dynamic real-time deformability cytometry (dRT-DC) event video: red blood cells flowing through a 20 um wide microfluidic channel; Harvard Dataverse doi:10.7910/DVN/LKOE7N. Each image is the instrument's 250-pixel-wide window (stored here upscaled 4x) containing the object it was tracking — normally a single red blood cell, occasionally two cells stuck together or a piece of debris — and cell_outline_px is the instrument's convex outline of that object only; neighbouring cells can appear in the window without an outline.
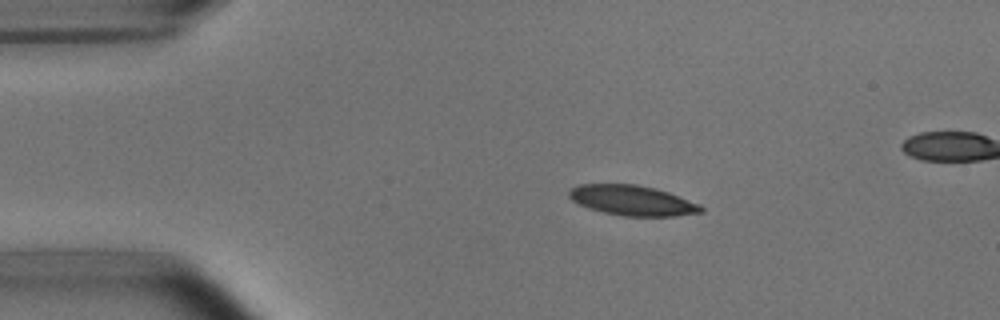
{"species": "common noctule bat (a hibernating species)", "species_latin": "Nyctalus noctula", "temperature_condition": "room temperature", "stored_images_in_passage": 9, "camera_frame_rate_fps": 3000, "um_per_image_px": 0.085, "animal": {"sex": "male", "body_mass_g": 15.6}, "frame": {"image": 1, "passage_image": 1, "time_ms": 0.0, "image_size_px": [1000, 320], "cell_outline_px": [[704, 212], [676, 216], [624, 216], [604, 212], [588, 208], [572, 200], [568, 196], [568, 192], [572, 188], [580, 184], [636, 184], [656, 188], [668, 192], [700, 204], [704, 208]], "centroid_in_image_um": [53.77, 17.03], "position_along_channel_um": 31.2, "area_um2": 23.18}}
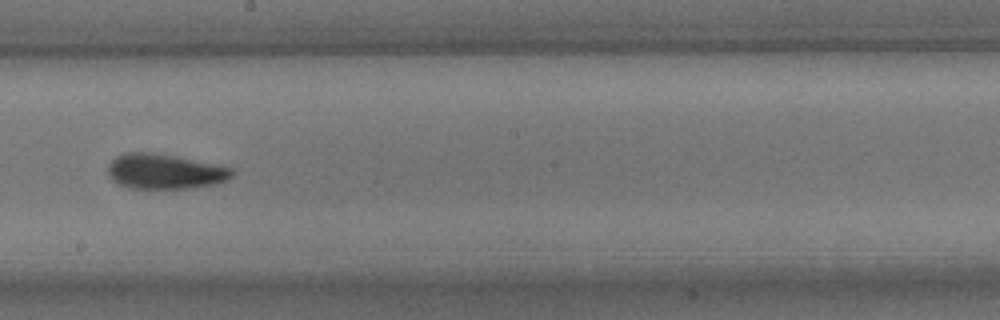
{"frame": {"image": 2, "passage_image": 7, "time_ms": 6.667, "image_size_px": [1000, 320], "cell_outline_px": [[232, 176], [216, 184], [188, 188], [128, 188], [112, 180], [108, 176], [108, 164], [116, 156], [124, 152], [152, 152], [176, 156], [220, 164], [232, 168]], "centroid_in_image_um": [13.99, 14.56], "position_along_channel_um": 234.2, "area_um2": 25.49}}
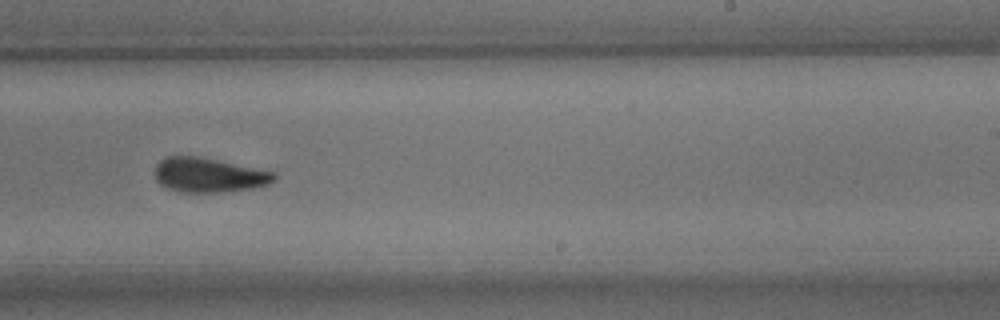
{"frame": {"image": 3, "passage_image": 8, "time_ms": 7.667, "image_size_px": [1000, 320], "cell_outline_px": [[276, 176], [268, 184], [252, 188], [220, 192], [180, 192], [164, 188], [156, 180], [156, 164], [164, 156], [200, 156], [276, 172]], "centroid_in_image_um": [17.71, 14.87], "position_along_channel_um": 271.3, "area_um2": 24.04}}